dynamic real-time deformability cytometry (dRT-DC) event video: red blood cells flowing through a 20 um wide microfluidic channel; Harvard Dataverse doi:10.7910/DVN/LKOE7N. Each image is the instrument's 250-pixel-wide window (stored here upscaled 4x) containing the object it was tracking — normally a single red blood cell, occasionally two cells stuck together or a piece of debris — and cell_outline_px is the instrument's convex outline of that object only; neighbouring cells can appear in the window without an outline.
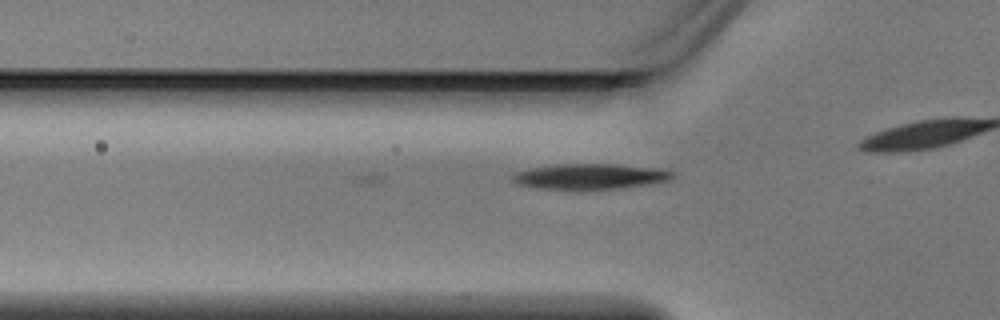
{"species": "Egyptian fruit bat (a non-hibernating species)", "species_latin": "Rousettus aegyptiacus", "temperature_condition": "warm", "stored_images_in_passage": 4, "camera_frame_rate_fps": 3000, "um_per_image_px": 0.085, "animal": {"sex": "male"}, "frame": {"image": 1, "passage_image": 4, "time_ms": 1.0, "image_size_px": [1000, 320], "cell_outline_px": [[676, 176], [668, 180], [648, 184], [620, 188], [540, 188], [520, 184], [512, 180], [512, 176], [516, 172], [532, 168], [556, 164], [616, 164], [660, 168], [676, 172]], "centroid_in_image_um": [50.25, 14.97], "position_along_channel_um": 75.6, "area_um2": 23.29}}